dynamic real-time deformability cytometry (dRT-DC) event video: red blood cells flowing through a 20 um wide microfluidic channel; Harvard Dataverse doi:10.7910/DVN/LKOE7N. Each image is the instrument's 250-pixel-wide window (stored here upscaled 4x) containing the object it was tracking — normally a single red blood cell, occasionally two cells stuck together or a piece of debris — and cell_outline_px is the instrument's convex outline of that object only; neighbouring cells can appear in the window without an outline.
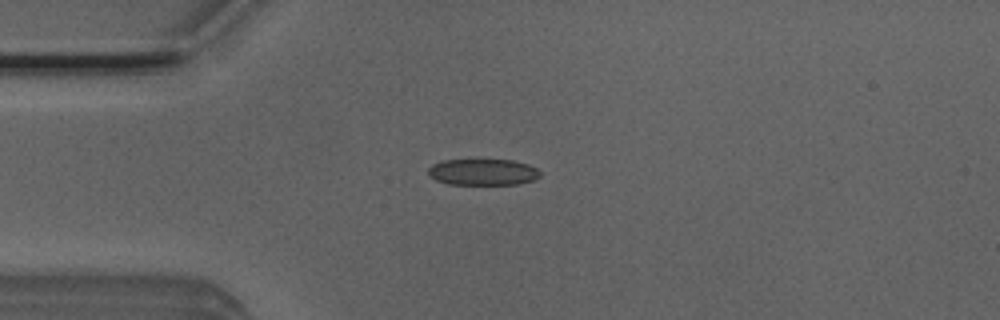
{"species": "Egyptian fruit bat (a non-hibernating species)", "species_latin": "Rousettus aegyptiacus", "temperature_condition": "room temperature", "stored_images_in_passage": 16, "camera_frame_rate_fps": 3000, "um_per_image_px": 0.085, "animal": {"sex": "male"}, "frame": {"image": 1, "passage_image": 1, "time_ms": 0.0, "image_size_px": [1000, 320], "cell_outline_px": [[540, 176], [536, 180], [516, 184], [448, 184], [436, 180], [428, 176], [428, 168], [432, 164], [440, 160], [512, 160], [528, 164], [536, 168], [540, 172]], "centroid_in_image_um": [41.03, 14.62], "position_along_channel_um": 44.0, "area_um2": 17.28}}
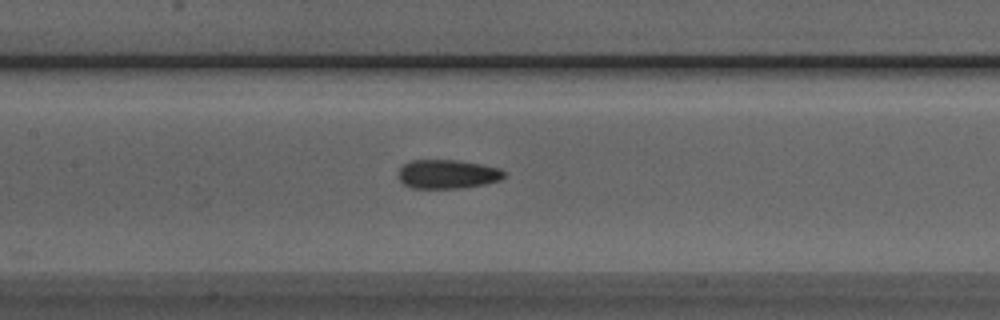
{"frame": {"image": 2, "passage_image": 12, "time_ms": 3.667, "image_size_px": [1000, 320], "cell_outline_px": [[504, 176], [500, 180], [484, 184], [464, 188], [412, 188], [404, 184], [396, 176], [396, 172], [404, 164], [412, 160], [456, 160], [484, 164], [500, 168], [504, 172]], "centroid_in_image_um": [38.01, 14.8], "position_along_channel_um": 169.4, "area_um2": 18.03}}
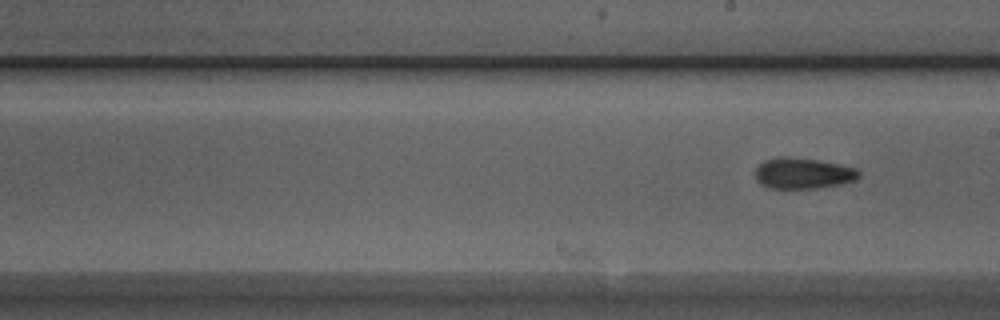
{"frame": {"image": 3, "passage_image": 16, "time_ms": 5.0, "image_size_px": [1000, 320], "cell_outline_px": [[860, 176], [856, 180], [840, 184], [816, 188], [768, 188], [760, 184], [756, 180], [756, 168], [764, 160], [780, 156], [788, 156], [816, 160], [856, 168], [860, 172]], "centroid_in_image_um": [68.23, 14.73], "position_along_channel_um": 220.8, "area_um2": 18.61}}